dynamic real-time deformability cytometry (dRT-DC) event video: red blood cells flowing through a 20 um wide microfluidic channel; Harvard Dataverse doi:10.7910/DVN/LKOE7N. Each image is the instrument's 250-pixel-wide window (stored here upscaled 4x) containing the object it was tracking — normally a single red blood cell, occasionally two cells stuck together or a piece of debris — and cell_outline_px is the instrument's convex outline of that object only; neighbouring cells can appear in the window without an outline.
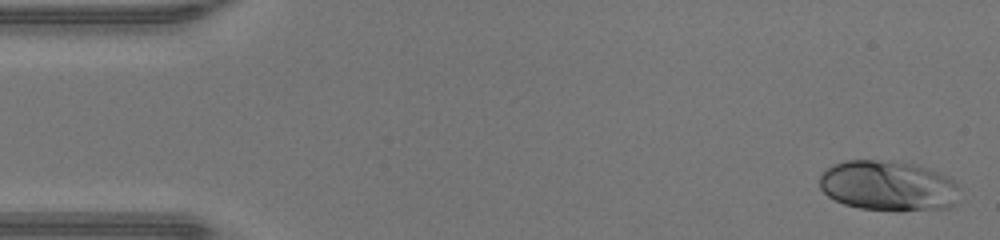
{"species": "human", "species_latin": "Homo sapiens", "temperature_condition": "warm", "stored_images_in_passage": 46, "camera_frame_rate_fps": 3000, "um_per_image_px": 0.085, "donor": {"sex": "male"}, "frame": {"image": 1, "passage_image": 1, "time_ms": 0.0, "image_size_px": [1000, 240], "cell_outline_px": [[960, 188], [956, 204], [948, 208], [860, 208], [844, 204], [828, 196], [820, 188], [820, 176], [832, 164], [844, 160], [876, 160], [912, 164], [948, 176]], "centroid_in_image_um": [75.47, 15.76], "position_along_channel_um": 9.5, "area_um2": 39.94}}
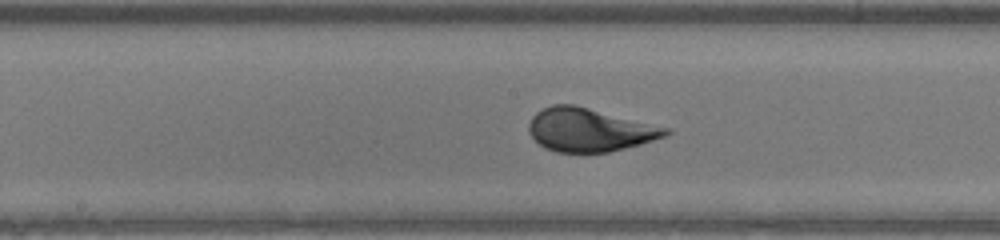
{"frame": {"image": 2, "passage_image": 23, "time_ms": 7.333, "image_size_px": [1000, 240], "cell_outline_px": [[672, 132], [664, 136], [640, 144], [608, 152], [556, 152], [544, 148], [528, 132], [528, 124], [532, 116], [536, 112], [552, 104], [572, 104], [672, 128]], "centroid_in_image_um": [50.1, 11.03], "position_along_channel_um": 198.1, "area_um2": 34.45}}
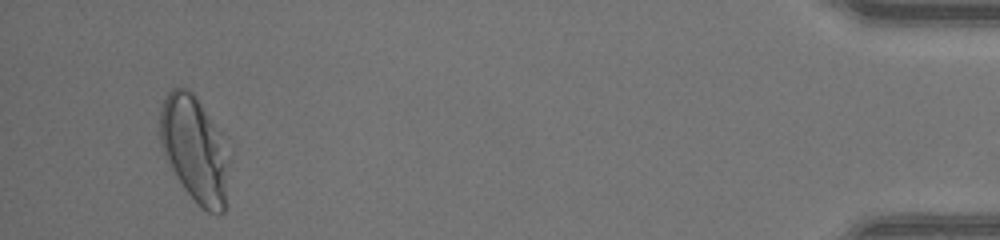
{"frame": {"image": 3, "passage_image": 44, "time_ms": 14.333, "image_size_px": [1000, 240], "cell_outline_px": [[228, 164], [224, 212], [216, 216], [208, 212], [184, 188], [164, 156], [160, 144], [160, 108], [164, 96], [172, 88], [184, 88], [192, 92], [196, 96], [220, 136], [228, 160]], "centroid_in_image_um": [16.49, 12.67], "position_along_channel_um": 418.7, "area_um2": 41.56}}